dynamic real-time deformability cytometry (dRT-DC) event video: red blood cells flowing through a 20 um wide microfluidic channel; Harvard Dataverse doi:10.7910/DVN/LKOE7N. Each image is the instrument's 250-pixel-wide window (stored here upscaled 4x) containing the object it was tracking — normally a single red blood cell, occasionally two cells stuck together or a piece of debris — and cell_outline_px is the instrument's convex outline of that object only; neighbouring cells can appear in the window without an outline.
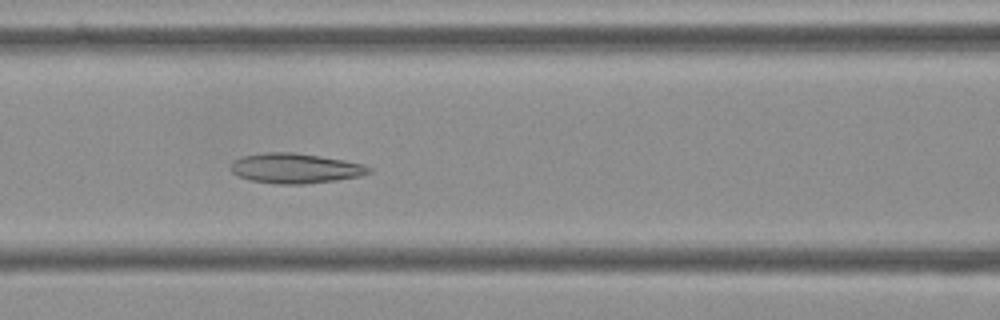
{"species": "Egyptian fruit bat (a non-hibernating species)", "species_latin": "Rousettus aegyptiacus", "temperature_condition": "cold", "stored_images_in_passage": 56, "camera_frame_rate_fps": 3000, "um_per_image_px": 0.085, "frame": {"image": 1, "passage_image": 24, "time_ms": 7.667, "image_size_px": [1000, 320], "cell_outline_px": [[372, 172], [360, 176], [336, 180], [304, 184], [276, 184], [252, 180], [236, 176], [228, 168], [232, 160], [240, 156], [268, 152], [292, 152], [320, 156], [344, 160], [364, 164], [372, 168]], "centroid_in_image_um": [25.06, 14.3], "position_along_channel_um": 141.5, "area_um2": 24.39}}
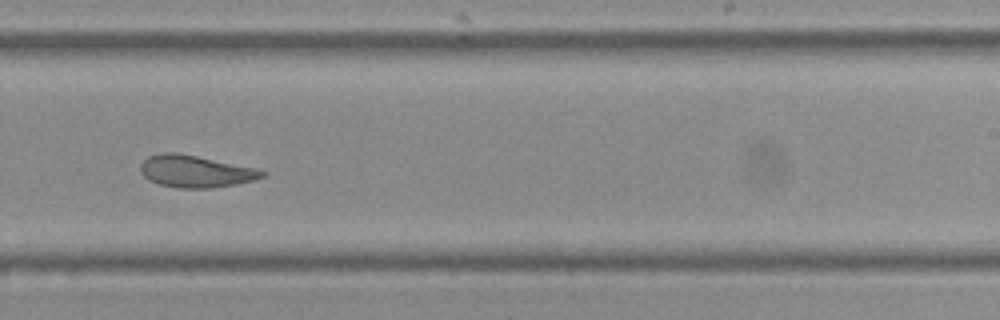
{"frame": {"image": 2, "passage_image": 35, "time_ms": 11.333, "image_size_px": [1000, 320], "cell_outline_px": [[268, 176], [236, 184], [212, 188], [176, 188], [160, 184], [148, 180], [140, 172], [140, 164], [148, 156], [160, 152], [176, 152], [256, 168], [268, 172]], "centroid_in_image_um": [16.61, 14.57], "position_along_channel_um": 272.4, "area_um2": 22.83}}
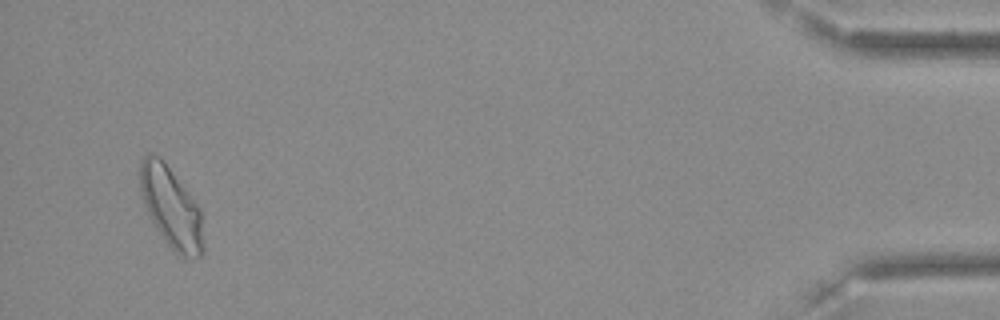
{"frame": {"image": 3, "passage_image": 54, "time_ms": 17.667, "image_size_px": [1000, 320], "cell_outline_px": [[204, 252], [200, 256], [184, 260], [172, 252], [164, 240], [152, 220], [144, 204], [140, 192], [140, 160], [148, 152], [152, 152], [160, 156], [200, 208], [204, 248]], "centroid_in_image_um": [14.55, 17.67], "position_along_channel_um": 420.7, "area_um2": 30.0}, "authors_computed_cell_mechanics": {"area_um2": 25.6343, "velocity_mm_per_s": 3.5741, "shape_relaxation_time_tau1_ms": null, "shape_relaxation_time_tau2_ms": 2.9127, "deformation_change_tau1": null, "deformation_change_tau2": 0.0916}}